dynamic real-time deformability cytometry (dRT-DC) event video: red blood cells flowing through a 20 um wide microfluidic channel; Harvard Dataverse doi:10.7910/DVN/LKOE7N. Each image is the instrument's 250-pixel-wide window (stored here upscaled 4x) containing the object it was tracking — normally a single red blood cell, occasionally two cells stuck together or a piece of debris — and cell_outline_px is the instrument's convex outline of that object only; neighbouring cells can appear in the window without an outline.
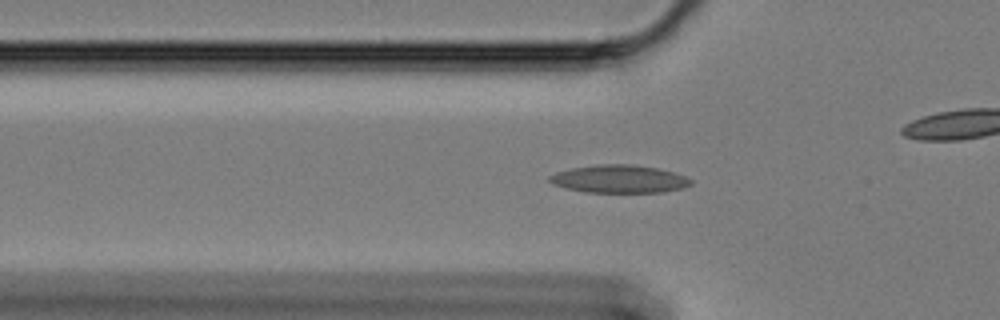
{"species": "Egyptian fruit bat (a non-hibernating species)", "species_latin": "Rousettus aegyptiacus", "temperature_condition": "cold", "stored_images_in_passage": 36, "camera_frame_rate_fps": 3000, "um_per_image_px": 0.085, "animal": {"sex": "female"}, "frame": {"image": 1, "passage_image": 3, "time_ms": 0.667, "image_size_px": [1000, 320], "cell_outline_px": [[692, 184], [680, 188], [664, 192], [584, 192], [552, 184], [548, 180], [548, 176], [556, 172], [572, 168], [596, 164], [632, 164], [656, 168], [672, 172], [684, 176], [692, 180]], "centroid_in_image_um": [52.6, 15.21], "position_along_channel_um": 73.2, "area_um2": 22.83}}
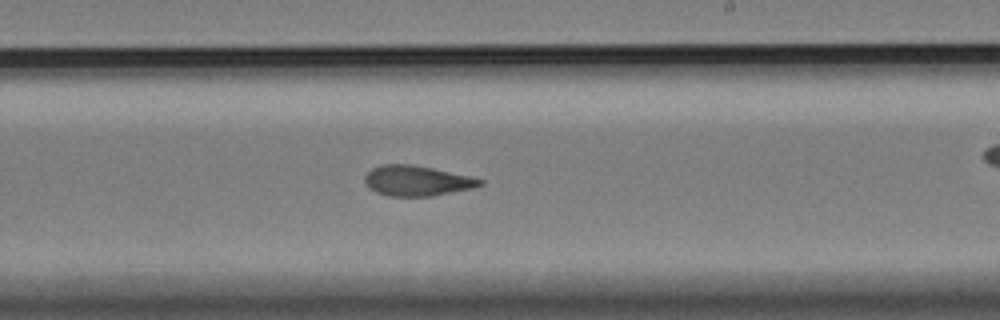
{"frame": {"image": 2, "passage_image": 19, "time_ms": 6.0, "image_size_px": [1000, 320], "cell_outline_px": [[484, 184], [472, 188], [432, 196], [388, 196], [376, 192], [368, 188], [364, 180], [364, 176], [372, 168], [380, 164], [412, 164], [472, 176], [484, 180]], "centroid_in_image_um": [35.42, 15.36], "position_along_channel_um": 253.6, "area_um2": 20.46}}
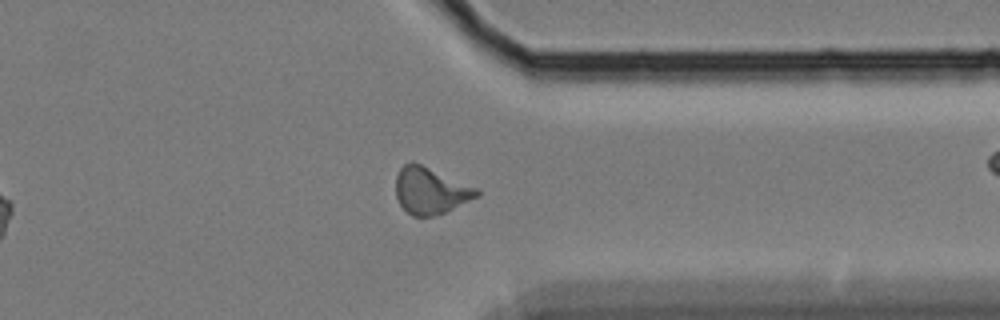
{"frame": {"image": 3, "passage_image": 30, "time_ms": 9.667, "image_size_px": [1000, 320], "cell_outline_px": [[480, 196], [444, 212], [432, 216], [412, 216], [400, 204], [396, 196], [396, 176], [400, 168], [404, 164], [412, 160], [476, 188], [480, 192]], "centroid_in_image_um": [36.56, 16.19], "position_along_channel_um": 374.8, "area_um2": 21.73}, "authors_computed_cell_mechanics": {"area_um2": 20.6635, "velocity_mm_per_s": 3.3616, "shape_relaxation_time_tau1_ms": null, "shape_relaxation_time_tau2_ms": 2.6499, "deformation_change_tau1": null, "deformation_change_tau2": 0.0912}}